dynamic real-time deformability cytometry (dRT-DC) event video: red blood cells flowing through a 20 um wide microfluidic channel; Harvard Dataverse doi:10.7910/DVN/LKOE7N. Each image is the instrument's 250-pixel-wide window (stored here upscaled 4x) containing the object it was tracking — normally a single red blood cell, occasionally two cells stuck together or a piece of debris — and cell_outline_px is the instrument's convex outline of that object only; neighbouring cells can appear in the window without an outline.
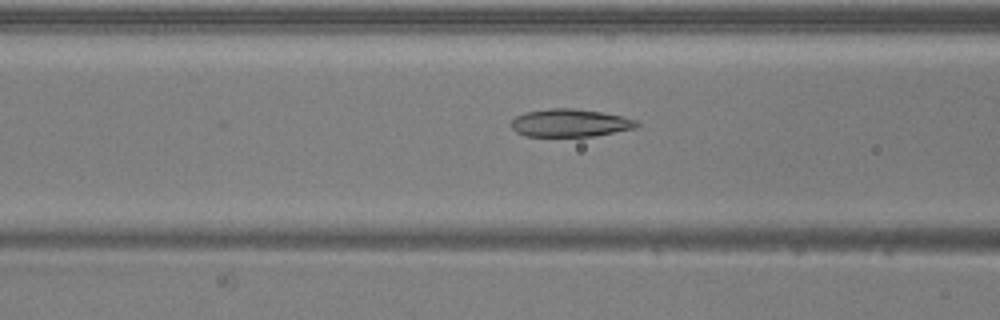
{"species": "common noctule bat (a hibernating species)", "species_latin": "Nyctalus noctula", "temperature_condition": "warm", "stored_images_in_passage": 23, "camera_frame_rate_fps": 3000, "um_per_image_px": 0.085, "animal": {"sex": "male", "body_mass_g": 20.5, "forearm_length_mm": 52.5}, "frame": {"image": 1, "passage_image": 18, "time_ms": 5.667, "image_size_px": [1000, 320], "cell_outline_px": [[640, 124], [636, 128], [592, 136], [524, 136], [516, 132], [512, 128], [512, 120], [516, 116], [524, 112], [548, 108], [572, 108], [600, 112], [624, 116], [636, 120]], "centroid_in_image_um": [48.45, 10.44], "position_along_channel_um": 118.2, "area_um2": 20.35}}
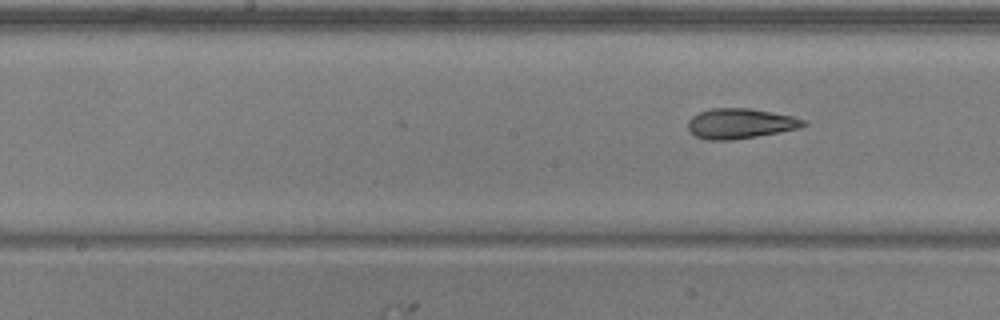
{"frame": {"image": 2, "passage_image": 23, "time_ms": 7.333, "image_size_px": [1000, 320], "cell_outline_px": [[808, 124], [800, 128], [780, 132], [732, 140], [708, 140], [696, 136], [688, 128], [688, 120], [692, 116], [700, 112], [712, 108], [748, 108], [772, 112], [792, 116], [804, 120]], "centroid_in_image_um": [62.93, 10.5], "position_along_channel_um": 185.3, "area_um2": 20.17}}